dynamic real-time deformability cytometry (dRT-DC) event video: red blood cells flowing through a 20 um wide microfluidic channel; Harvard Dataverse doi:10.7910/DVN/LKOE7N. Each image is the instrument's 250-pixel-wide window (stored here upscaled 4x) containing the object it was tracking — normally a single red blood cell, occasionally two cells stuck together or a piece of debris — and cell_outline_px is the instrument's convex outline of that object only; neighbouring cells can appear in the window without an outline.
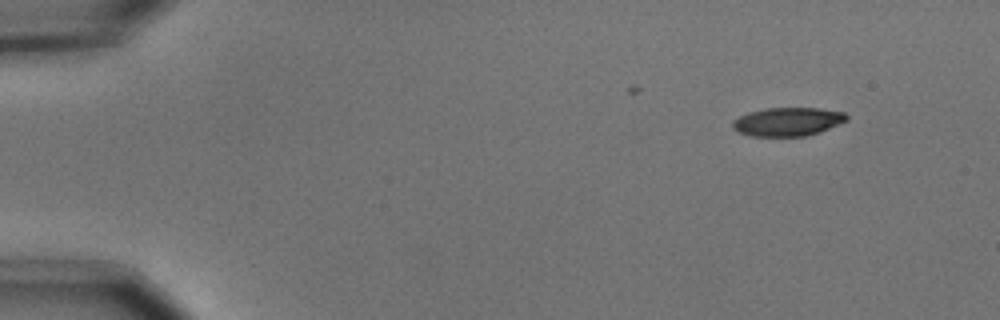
{"species": "common noctule bat (a hibernating species)", "species_latin": "Nyctalus noctula", "temperature_condition": "cold", "stored_images_in_passage": 6, "camera_frame_rate_fps": 3000, "um_per_image_px": 0.085, "animal": {"sex": "male", "body_mass_g": 15.6}, "frame": {"image": 1, "passage_image": 1, "time_ms": 0.0, "image_size_px": [1000, 320], "cell_outline_px": [[848, 120], [820, 132], [804, 136], [748, 136], [732, 128], [732, 120], [748, 112], [764, 108], [820, 108], [844, 112], [848, 116]], "centroid_in_image_um": [66.95, 10.34], "position_along_channel_um": 18.1, "area_um2": 19.07}}
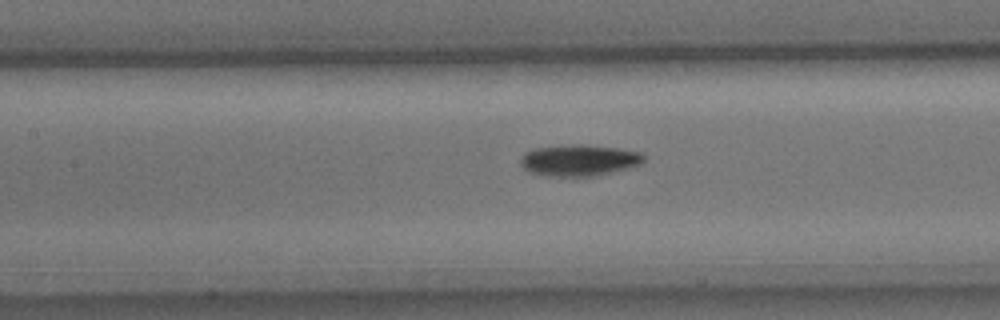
{"frame": {"image": 2, "passage_image": 6, "time_ms": 1.667, "image_size_px": [1000, 320], "cell_outline_px": [[644, 160], [640, 164], [612, 172], [592, 176], [544, 176], [528, 172], [520, 164], [520, 156], [524, 152], [536, 148], [576, 144], [580, 144], [616, 148], [640, 152], [644, 156]], "centroid_in_image_um": [49.16, 13.63], "position_along_channel_um": 158.2, "area_um2": 22.43}}